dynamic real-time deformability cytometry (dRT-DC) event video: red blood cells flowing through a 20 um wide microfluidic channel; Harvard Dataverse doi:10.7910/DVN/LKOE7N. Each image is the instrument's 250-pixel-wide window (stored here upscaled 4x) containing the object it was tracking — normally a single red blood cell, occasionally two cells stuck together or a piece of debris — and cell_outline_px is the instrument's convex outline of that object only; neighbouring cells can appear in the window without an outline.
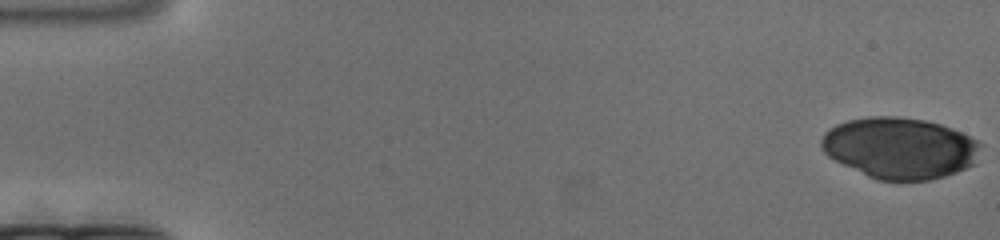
{"species": "human", "species_latin": "Homo sapiens", "temperature_condition": "cold", "stored_images_in_passage": 85, "camera_frame_rate_fps": 3000, "um_per_image_px": 0.085, "donor": {"sex": "female"}, "frame": {"image": 1, "passage_image": 1, "time_ms": 0.0, "image_size_px": [1000, 240], "cell_outline_px": [[984, 144], [972, 164], [956, 172], [944, 176], [928, 180], [876, 180], [828, 156], [820, 148], [820, 140], [824, 132], [828, 128], [836, 124], [848, 120], [868, 116], [900, 116], [924, 120], [940, 124], [952, 128]], "centroid_in_image_um": [76.46, 12.56], "position_along_channel_um": 8.5, "area_um2": 56.76}}